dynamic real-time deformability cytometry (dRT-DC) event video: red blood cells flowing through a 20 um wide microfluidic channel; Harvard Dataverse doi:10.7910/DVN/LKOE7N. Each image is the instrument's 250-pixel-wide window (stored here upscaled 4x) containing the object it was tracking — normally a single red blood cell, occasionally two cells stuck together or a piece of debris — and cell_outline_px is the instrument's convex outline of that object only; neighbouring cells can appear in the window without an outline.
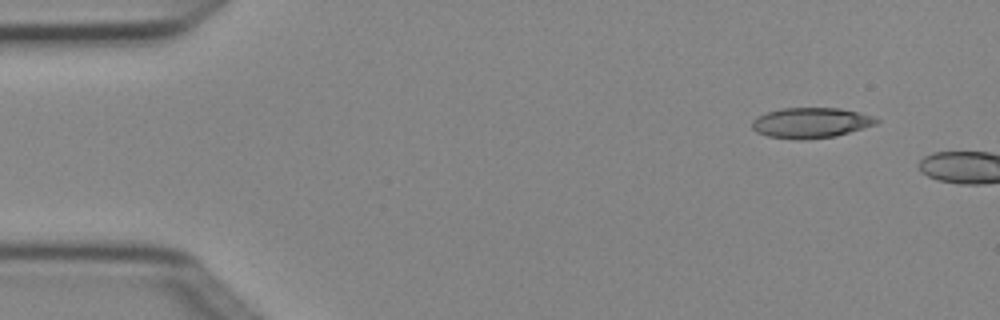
{"species": "Egyptian fruit bat (a non-hibernating species)", "species_latin": "Rousettus aegyptiacus", "temperature_condition": "cold", "stored_images_in_passage": 6, "segment_of_instrument_passage": [2, 2], "camera_frame_rate_fps": 3000, "um_per_image_px": 0.085, "animal": {"sex": "female"}, "frame": {"image": 1, "passage_image": 6, "time_ms": 1.667, "image_size_px": [1000, 320], "cell_outline_px": [[880, 120], [876, 124], [848, 132], [832, 136], [804, 140], [800, 140], [768, 136], [756, 132], [752, 128], [752, 120], [756, 116], [780, 108], [840, 108], [872, 116]], "centroid_in_image_um": [68.87, 10.43], "position_along_channel_um": 16.1, "area_um2": 21.79}}